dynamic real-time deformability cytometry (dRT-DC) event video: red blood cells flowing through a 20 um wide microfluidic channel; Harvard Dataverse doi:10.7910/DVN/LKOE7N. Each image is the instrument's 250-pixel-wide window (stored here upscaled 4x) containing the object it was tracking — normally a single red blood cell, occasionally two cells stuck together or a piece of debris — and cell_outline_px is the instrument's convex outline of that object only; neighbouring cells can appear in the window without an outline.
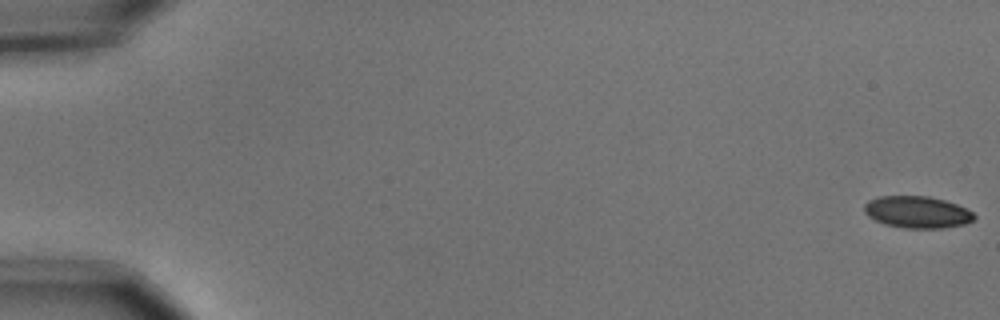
{"species": "common noctule bat (a hibernating species)", "species_latin": "Nyctalus noctula", "temperature_condition": "cold", "stored_images_in_passage": 8, "camera_frame_rate_fps": 3000, "um_per_image_px": 0.085, "animal": {"sex": "male", "body_mass_g": 15.6}, "frame": {"image": 1, "passage_image": 1, "time_ms": 0.0, "image_size_px": [1000, 320], "cell_outline_px": [[976, 216], [972, 220], [964, 224], [944, 228], [904, 228], [884, 224], [868, 216], [864, 212], [864, 204], [868, 200], [880, 196], [928, 196], [944, 200], [956, 204], [972, 212]], "centroid_in_image_um": [77.93, 18.03], "position_along_channel_um": 7.1, "area_um2": 20.35}}
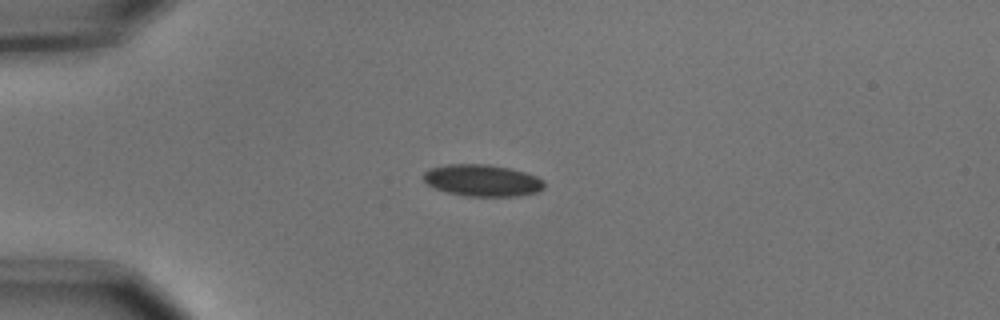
{"frame": {"image": 2, "passage_image": 5, "time_ms": 1.333, "image_size_px": [1000, 320], "cell_outline_px": [[544, 188], [536, 192], [516, 196], [468, 196], [448, 192], [436, 188], [428, 184], [420, 176], [428, 168], [448, 164], [488, 164], [512, 168], [536, 176], [544, 180]], "centroid_in_image_um": [40.98, 15.32], "position_along_channel_um": 44.0, "area_um2": 22.43}}
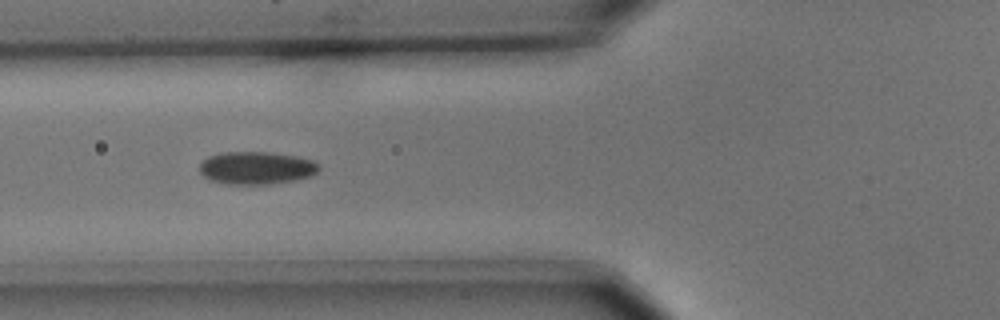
{"frame": {"image": 3, "passage_image": 7, "time_ms": 2.0, "image_size_px": [1000, 320], "cell_outline_px": [[320, 168], [316, 172], [308, 176], [296, 180], [268, 184], [228, 184], [212, 180], [204, 176], [200, 172], [200, 164], [208, 156], [224, 152], [268, 152], [296, 156], [312, 160], [320, 164]], "centroid_in_image_um": [21.8, 14.27], "position_along_channel_um": 104.0, "area_um2": 22.6}}